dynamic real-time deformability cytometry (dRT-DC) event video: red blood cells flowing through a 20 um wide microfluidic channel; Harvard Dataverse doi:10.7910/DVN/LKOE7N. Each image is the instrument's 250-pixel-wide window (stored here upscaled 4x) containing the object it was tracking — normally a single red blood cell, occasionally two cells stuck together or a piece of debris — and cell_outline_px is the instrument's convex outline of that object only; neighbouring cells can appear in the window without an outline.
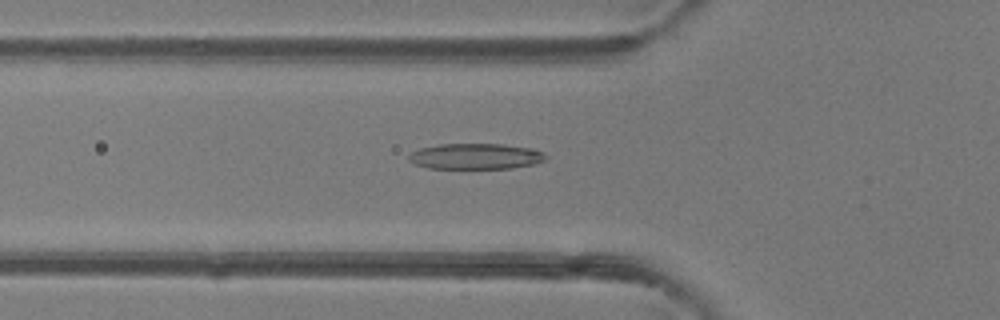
{"species": "common noctule bat (a hibernating species)", "species_latin": "Nyctalus noctula", "temperature_condition": "room temperature", "stored_images_in_passage": 33, "camera_frame_rate_fps": 3000, "um_per_image_px": 0.085, "animal": {"sex": "female"}, "frame": {"image": 1, "passage_image": 5, "time_ms": 1.333, "image_size_px": [1000, 320], "cell_outline_px": [[548, 160], [536, 164], [512, 168], [428, 168], [416, 164], [408, 160], [408, 156], [412, 152], [420, 148], [440, 144], [500, 144], [532, 148], [544, 152], [548, 156]], "centroid_in_image_um": [40.49, 13.29], "position_along_channel_um": 85.3, "area_um2": 20.69}}
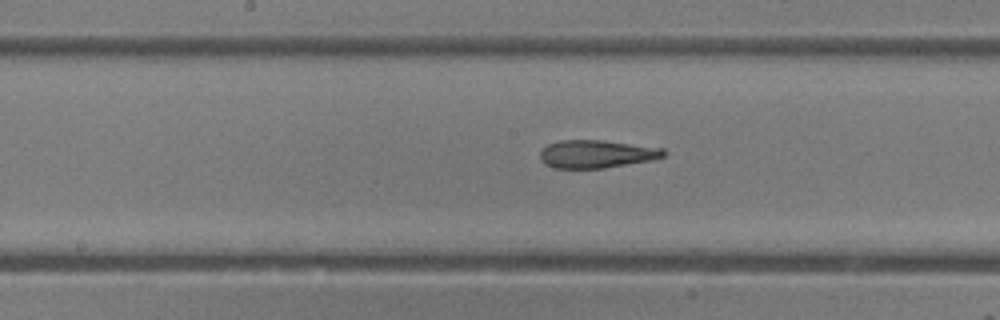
{"frame": {"image": 2, "passage_image": 13, "time_ms": 4.0, "image_size_px": [1000, 320], "cell_outline_px": [[664, 156], [652, 160], [604, 168], [552, 168], [544, 164], [540, 160], [540, 152], [548, 144], [560, 140], [600, 140], [664, 148]], "centroid_in_image_um": [50.67, 13.09], "position_along_channel_um": 197.5, "area_um2": 20.06}}
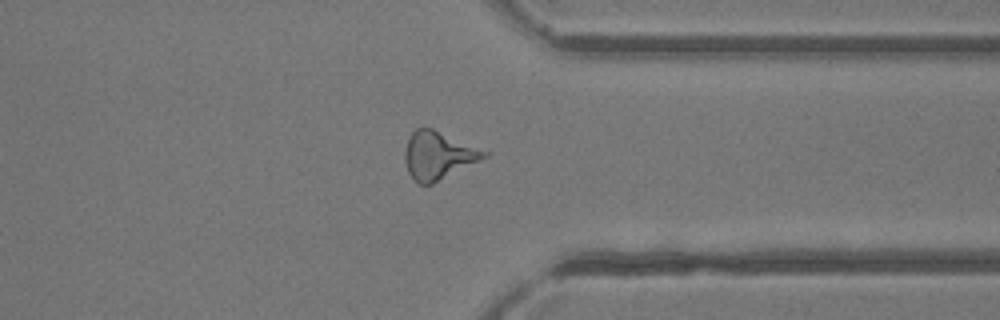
{"frame": {"image": 3, "passage_image": 26, "time_ms": 8.333, "image_size_px": [1000, 320], "cell_outline_px": [[492, 152], [488, 156], [432, 184], [416, 184], [408, 172], [404, 160], [404, 152], [408, 140], [412, 132], [416, 128], [432, 128]], "centroid_in_image_um": [37.26, 13.21], "position_along_channel_um": 374.1, "area_um2": 22.2}}